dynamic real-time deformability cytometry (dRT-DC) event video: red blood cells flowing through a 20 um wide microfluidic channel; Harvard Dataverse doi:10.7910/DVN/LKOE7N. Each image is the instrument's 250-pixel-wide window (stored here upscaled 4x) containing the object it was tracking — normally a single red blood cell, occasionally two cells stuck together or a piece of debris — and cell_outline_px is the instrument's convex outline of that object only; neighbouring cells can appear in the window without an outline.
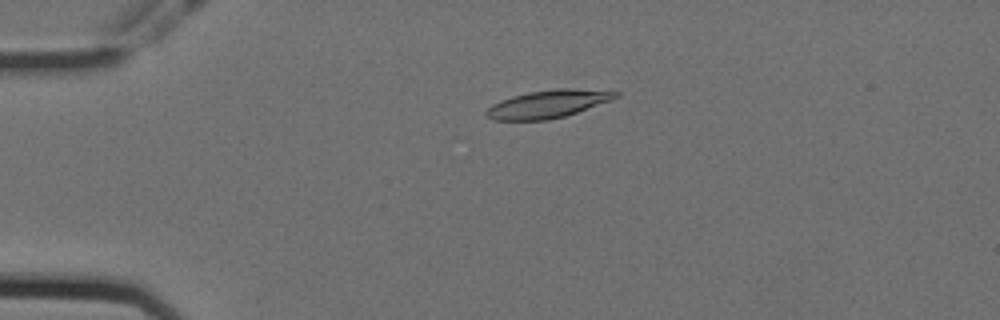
{"species": "Egyptian fruit bat (a non-hibernating species)", "species_latin": "Rousettus aegyptiacus", "temperature_condition": "cold", "stored_images_in_passage": 58, "camera_frame_rate_fps": 3000, "um_per_image_px": 0.085, "animal": {"sex": "female"}, "frame": {"image": 1, "passage_image": 14, "time_ms": 4.333, "image_size_px": [1000, 320], "cell_outline_px": [[620, 96], [612, 100], [564, 116], [548, 120], [492, 120], [484, 116], [484, 112], [492, 104], [500, 100], [512, 96], [528, 92], [556, 88], [572, 88], [620, 92]], "centroid_in_image_um": [46.54, 8.84], "position_along_channel_um": 38.5, "area_um2": 21.04}}
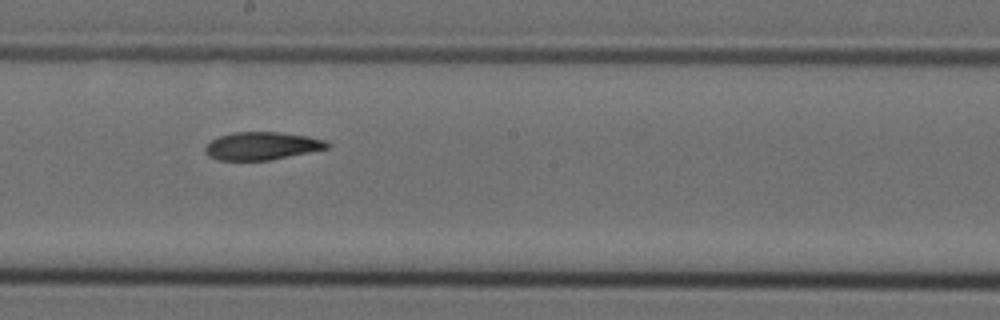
{"frame": {"image": 2, "passage_image": 33, "time_ms": 10.667, "image_size_px": [1000, 320], "cell_outline_px": [[332, 144], [328, 148], [272, 160], [216, 160], [208, 156], [204, 152], [204, 148], [212, 140], [220, 136], [232, 132], [280, 132], [308, 136], [324, 140]], "centroid_in_image_um": [22.26, 12.4], "position_along_channel_um": 225.9, "area_um2": 19.88}}
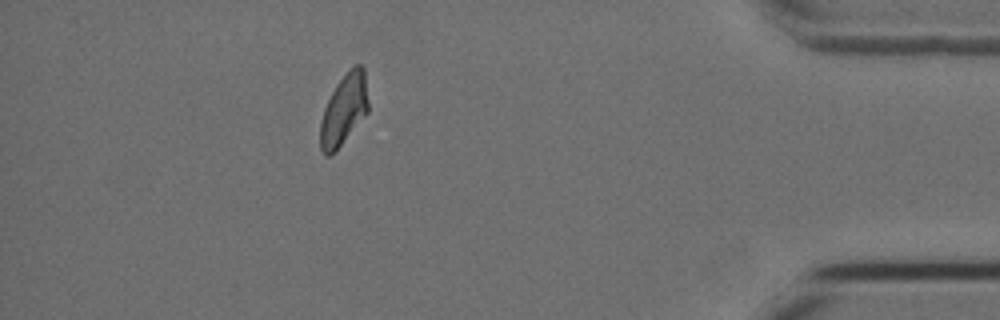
{"frame": {"image": 3, "passage_image": 52, "time_ms": 17.0, "image_size_px": [1000, 320], "cell_outline_px": [[368, 112], [340, 144], [328, 156], [324, 156], [320, 148], [320, 120], [324, 108], [336, 84], [356, 64], [360, 64], [364, 68], [368, 100]], "centroid_in_image_um": [29.22, 9.31], "position_along_channel_um": 406.0, "area_um2": 19.31}, "authors_computed_cell_mechanics": {"area_um2": 20.2011, "velocity_mm_per_s": 3.5454, "shape_relaxation_time_tau1_ms": 9.9653, "shape_relaxation_time_tau2_ms": 7.4661, "deformation_change_tau1": 0.2184, "deformation_change_tau2": 0.1069}}